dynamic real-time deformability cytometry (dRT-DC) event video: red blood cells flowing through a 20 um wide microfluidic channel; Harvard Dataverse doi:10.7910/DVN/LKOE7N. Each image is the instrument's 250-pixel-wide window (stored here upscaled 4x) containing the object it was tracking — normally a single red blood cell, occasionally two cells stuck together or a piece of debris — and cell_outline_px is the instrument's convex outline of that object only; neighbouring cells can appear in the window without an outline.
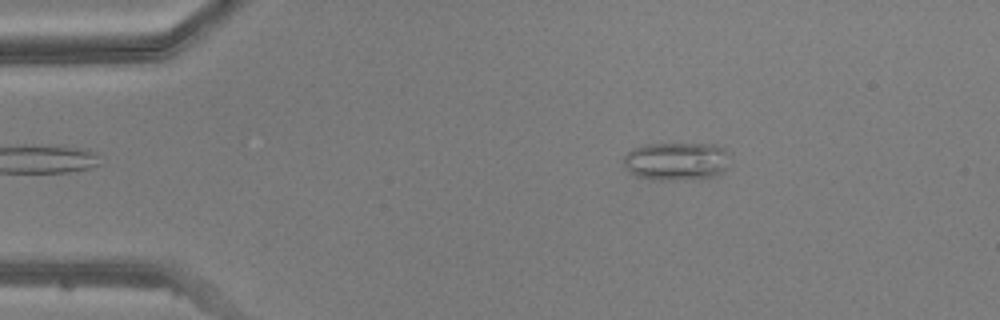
{"species": "common noctule bat (a hibernating species)", "species_latin": "Nyctalus noctula", "temperature_condition": "warm", "stored_images_in_passage": 49, "camera_frame_rate_fps": 3000, "um_per_image_px": 0.085, "animal": {"sex": "male", "body_mass_g": 20.5, "forearm_length_mm": 52.5}, "frame": {"image": 1, "passage_image": 8, "time_ms": 2.333, "image_size_px": [1000, 320], "cell_outline_px": [[728, 152], [724, 172], [720, 176], [692, 180], [660, 180], [636, 176], [628, 172], [624, 164], [624, 156], [632, 148], [644, 144], [716, 144], [724, 148]], "centroid_in_image_um": [57.5, 13.72], "position_along_channel_um": 27.5, "area_um2": 23.99}}
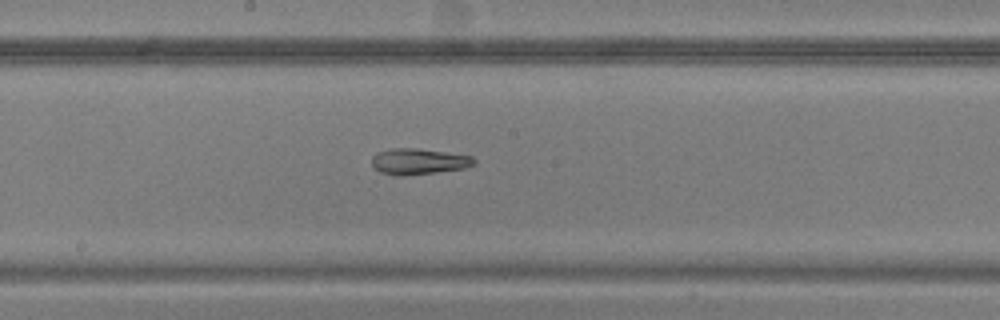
{"frame": {"image": 2, "passage_image": 26, "time_ms": 8.333, "image_size_px": [1000, 320], "cell_outline_px": [[476, 164], [464, 168], [436, 172], [404, 176], [396, 176], [380, 172], [372, 164], [372, 156], [376, 152], [392, 148], [420, 148], [472, 156], [476, 160]], "centroid_in_image_um": [35.58, 13.72], "position_along_channel_um": 212.6, "area_um2": 15.61}}
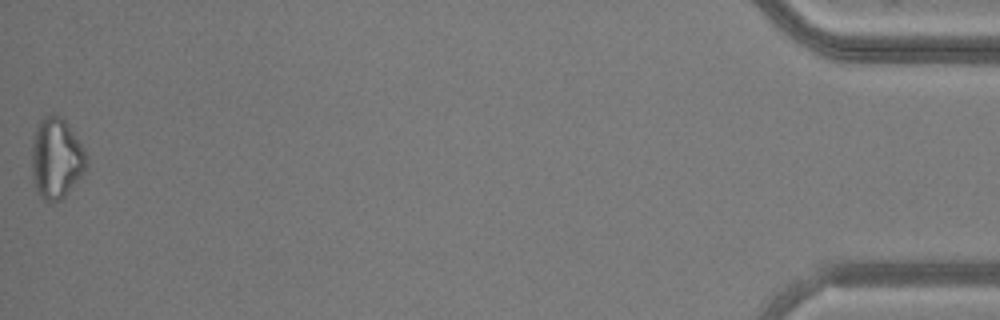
{"frame": {"image": 3, "passage_image": 49, "time_ms": 16.0, "image_size_px": [1000, 320], "cell_outline_px": [[88, 164], [84, 172], [64, 196], [60, 200], [44, 200], [36, 192], [32, 176], [32, 140], [36, 128], [40, 120], [44, 116], [52, 112], [60, 116], [64, 120], [88, 156]], "centroid_in_image_um": [4.76, 13.44], "position_along_channel_um": 430.4, "area_um2": 25.55}}